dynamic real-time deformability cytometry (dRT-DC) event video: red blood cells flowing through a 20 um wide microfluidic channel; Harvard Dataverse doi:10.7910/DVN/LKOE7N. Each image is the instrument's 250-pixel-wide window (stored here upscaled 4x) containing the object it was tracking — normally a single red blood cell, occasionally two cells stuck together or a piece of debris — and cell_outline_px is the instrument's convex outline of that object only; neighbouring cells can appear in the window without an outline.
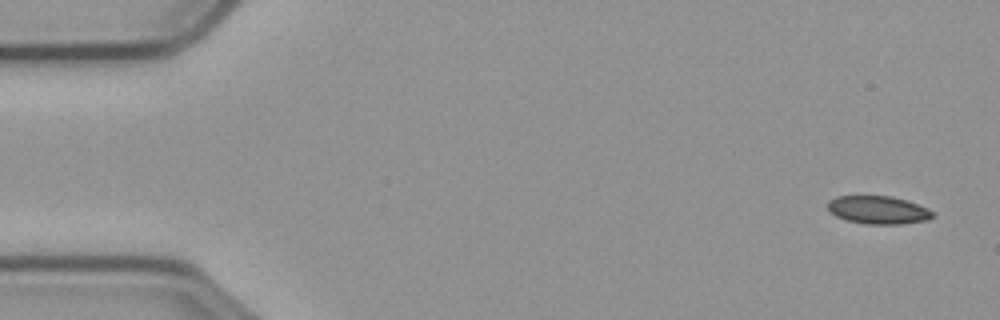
{"species": "common noctule bat (a hibernating species)", "species_latin": "Nyctalus noctula", "temperature_condition": "cold", "stored_images_in_passage": 56, "camera_frame_rate_fps": 3000, "um_per_image_px": 0.085, "animal": {"sex": "male", "body_mass_g": 23.1, "forearm_length_mm": 52.7}, "frame": {"image": 1, "passage_image": 1, "time_ms": 0.0, "image_size_px": [1000, 320], "cell_outline_px": [[936, 216], [928, 220], [900, 224], [864, 224], [848, 220], [836, 216], [828, 212], [828, 200], [836, 196], [892, 196], [908, 200], [928, 208], [936, 212]], "centroid_in_image_um": [74.69, 17.84], "position_along_channel_um": 10.3, "area_um2": 17.46}}
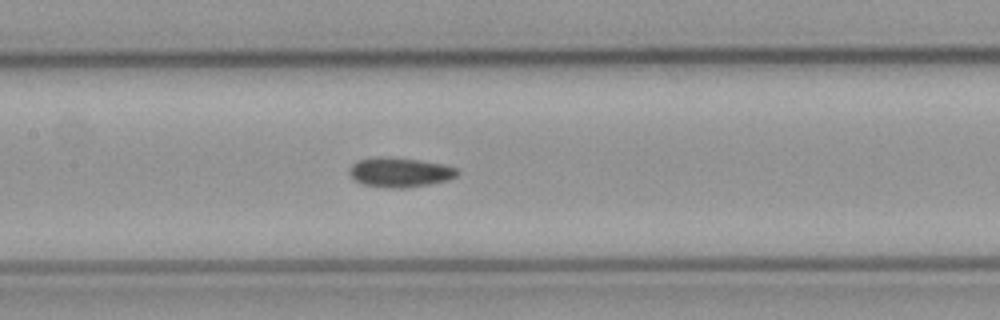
{"frame": {"image": 2, "passage_image": 25, "time_ms": 8.0, "image_size_px": [1000, 320], "cell_outline_px": [[460, 172], [456, 176], [448, 180], [408, 188], [384, 188], [364, 184], [356, 180], [348, 172], [348, 168], [356, 160], [376, 156], [388, 156], [420, 160], [444, 164], [456, 168]], "centroid_in_image_um": [33.97, 14.63], "position_along_channel_um": 173.4, "area_um2": 18.9}}
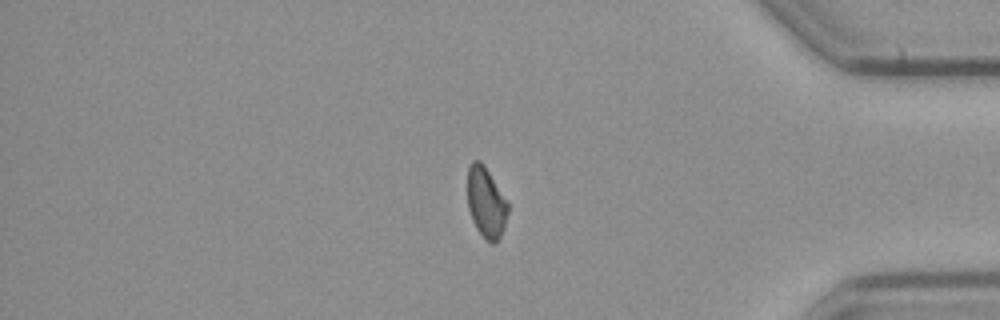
{"frame": {"image": 3, "passage_image": 46, "time_ms": 15.0, "image_size_px": [1000, 320], "cell_outline_px": [[508, 212], [504, 228], [500, 236], [492, 244], [476, 228], [472, 220], [468, 208], [468, 168], [472, 160], [480, 160], [484, 164], [508, 204]], "centroid_in_image_um": [41.3, 17.18], "position_along_channel_um": 393.9, "area_um2": 16.3}, "authors_computed_cell_mechanics": {"area_um2": 17.8313, "velocity_mm_per_s": 3.5929, "shape_relaxation_time_tau1_ms": 9.8387, "shape_relaxation_time_tau2_ms": 5.6561, "deformation_change_tau1": 0.1302, "deformation_change_tau2": 0.0832}}